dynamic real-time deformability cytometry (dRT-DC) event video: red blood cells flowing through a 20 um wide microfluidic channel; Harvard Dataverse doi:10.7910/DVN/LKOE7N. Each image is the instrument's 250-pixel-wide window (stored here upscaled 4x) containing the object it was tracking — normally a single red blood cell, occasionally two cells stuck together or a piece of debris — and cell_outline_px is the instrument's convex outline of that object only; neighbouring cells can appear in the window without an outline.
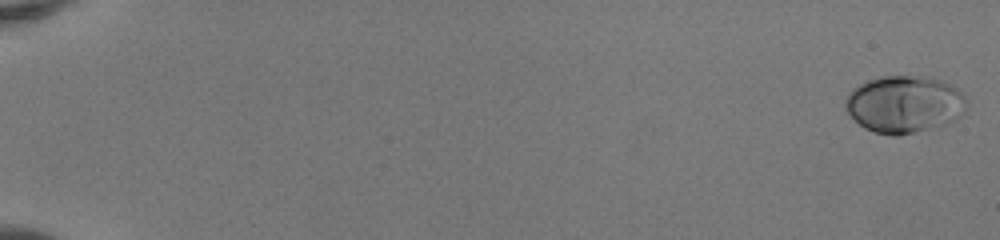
{"species": "human", "species_latin": "Homo sapiens", "temperature_condition": "room temperature", "stored_images_in_passage": 51, "camera_frame_rate_fps": 3000, "um_per_image_px": 0.085, "donor": {"sex": "female"}, "frame": {"image": 1, "passage_image": 1, "time_ms": 0.0, "image_size_px": [1000, 240], "cell_outline_px": [[964, 112], [956, 120], [948, 124], [900, 136], [892, 136], [876, 132], [864, 128], [848, 112], [844, 104], [844, 100], [848, 92], [856, 84], [880, 76], [928, 76], [940, 80], [956, 88], [964, 96]], "centroid_in_image_um": [76.83, 8.86], "position_along_channel_um": 8.2, "area_um2": 40.58}}
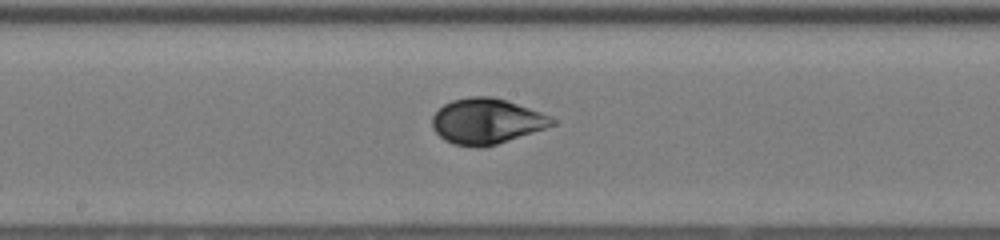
{"frame": {"image": 2, "passage_image": 30, "time_ms": 9.667, "image_size_px": [1000, 240], "cell_outline_px": [[556, 124], [496, 144], [480, 148], [476, 148], [452, 144], [444, 140], [432, 128], [432, 116], [444, 104], [452, 100], [468, 96], [492, 96], [540, 112], [556, 120]], "centroid_in_image_um": [41.3, 10.31], "position_along_channel_um": 206.9, "area_um2": 31.5}}
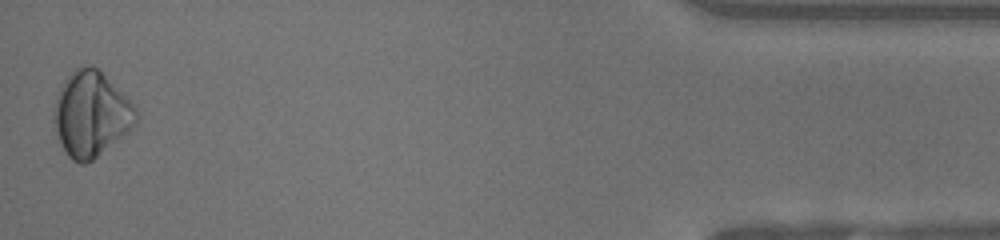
{"frame": {"image": 3, "passage_image": 51, "time_ms": 16.667, "image_size_px": [1000, 240], "cell_outline_px": [[140, 112], [136, 124], [128, 132], [92, 160], [84, 164], [80, 164], [72, 160], [68, 156], [60, 144], [56, 128], [56, 92], [64, 80], [80, 64], [92, 64]], "centroid_in_image_um": [7.75, 9.7], "position_along_channel_um": 427.5, "area_um2": 40.06}, "authors_computed_cell_mechanics": {"area_um2": 33.235, "velocity_mm_per_s": 4.1641, "shape_relaxation_time_tau1_ms": 3.6322, "shape_relaxation_time_tau2_ms": null, "deformation_change_tau1": 0.1276, "deformation_change_tau2": null}}